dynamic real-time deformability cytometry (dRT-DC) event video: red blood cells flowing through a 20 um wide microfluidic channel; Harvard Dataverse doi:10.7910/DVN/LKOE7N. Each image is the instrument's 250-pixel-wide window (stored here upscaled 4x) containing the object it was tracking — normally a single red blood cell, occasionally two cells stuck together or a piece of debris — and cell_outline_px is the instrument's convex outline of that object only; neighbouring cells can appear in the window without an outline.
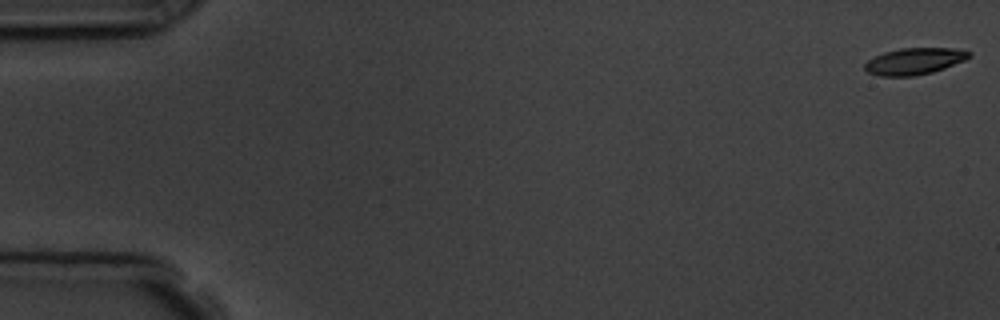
{"species": "common noctule bat (a hibernating species)", "species_latin": "Nyctalus noctula", "temperature_condition": "room temperature", "stored_images_in_passage": 5, "camera_frame_rate_fps": 3000, "um_per_image_px": 0.085, "animal": {"sex": "male", "body_mass_g": 19.5, "forearm_length_mm": 54.6}, "frame": {"image": 1, "passage_image": 1, "time_ms": 0.0, "image_size_px": [1000, 320], "cell_outline_px": [[972, 56], [964, 60], [944, 68], [932, 72], [912, 76], [880, 76], [868, 72], [864, 68], [864, 64], [868, 60], [884, 52], [900, 48], [952, 48], [972, 52]], "centroid_in_image_um": [77.72, 5.2], "position_along_channel_um": 7.3, "area_um2": 16.07}}
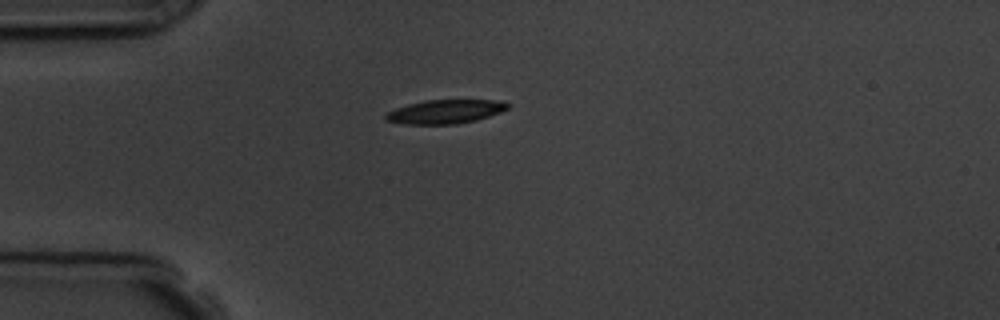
{"frame": {"image": 2, "passage_image": 5, "time_ms": 4.667, "image_size_px": [1000, 320], "cell_outline_px": [[512, 104], [508, 108], [500, 112], [476, 120], [456, 124], [404, 124], [384, 120], [384, 116], [388, 112], [396, 108], [408, 104], [424, 100], [496, 100]], "centroid_in_image_um": [37.83, 9.49], "position_along_channel_um": 47.2, "area_um2": 16.94}}